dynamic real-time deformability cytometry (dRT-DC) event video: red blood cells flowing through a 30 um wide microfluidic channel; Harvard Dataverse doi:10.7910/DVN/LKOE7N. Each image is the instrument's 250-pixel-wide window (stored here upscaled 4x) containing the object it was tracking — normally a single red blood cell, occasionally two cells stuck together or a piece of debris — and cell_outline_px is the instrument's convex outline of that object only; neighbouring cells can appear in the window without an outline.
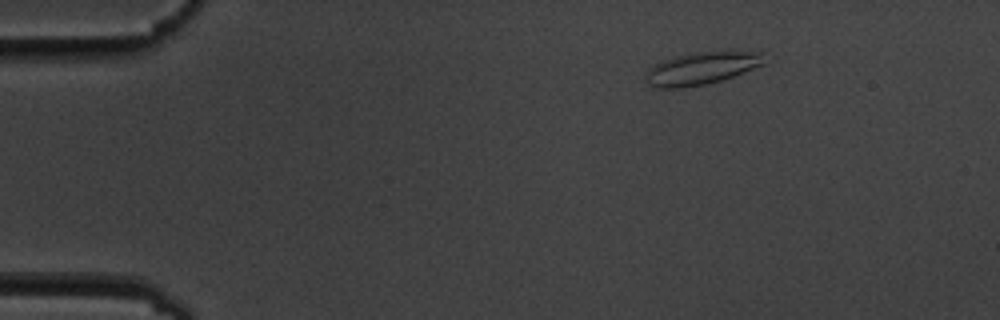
{"species": "common noctule bat (a hibernating species)", "species_latin": "Nyctalus noctula", "temperature_condition": "cold", "stored_images_in_passage": 7, "camera_frame_rate_fps": 3000, "um_per_image_px": 0.085, "animal": {"sex": "male", "body_mass_g": 19.5, "forearm_length_mm": 54.6}, "frame": {"image": 1, "passage_image": 1, "time_ms": 0.0, "image_size_px": [1000, 320], "cell_outline_px": [[764, 64], [744, 72], [720, 80], [704, 84], [680, 88], [656, 88], [648, 84], [644, 76], [648, 68], [652, 64], [660, 60], [676, 56], [696, 52], [760, 52]], "centroid_in_image_um": [59.51, 5.82], "position_along_channel_um": 25.5, "area_um2": 22.14}}
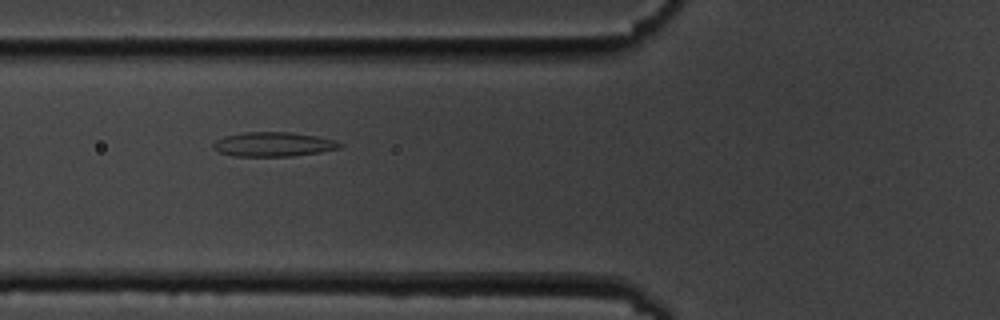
{"frame": {"image": 2, "passage_image": 5, "time_ms": 4.333, "image_size_px": [1000, 320], "cell_outline_px": [[344, 144], [340, 148], [320, 152], [292, 156], [232, 156], [220, 152], [212, 148], [212, 144], [216, 140], [224, 136], [244, 132], [292, 132], [316, 136], [336, 140]], "centroid_in_image_um": [23.24, 12.26], "position_along_channel_um": 102.6, "area_um2": 18.09}}
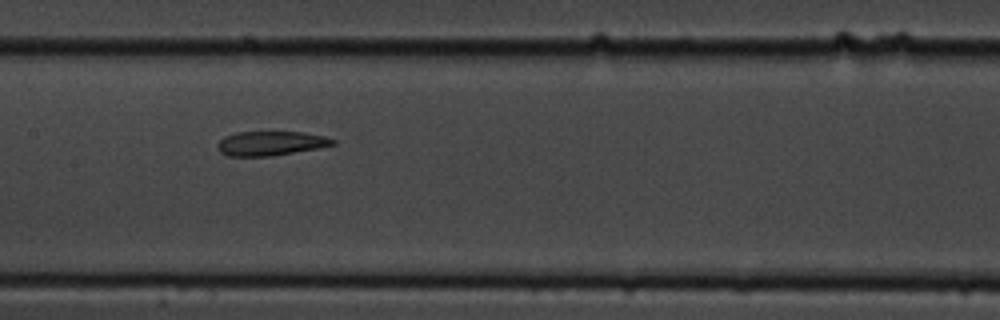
{"frame": {"image": 3, "passage_image": 7, "time_ms": 6.667, "image_size_px": [1000, 320], "cell_outline_px": [[336, 144], [316, 148], [272, 156], [228, 156], [220, 152], [216, 148], [216, 144], [224, 136], [236, 132], [304, 132], [324, 136], [336, 140]], "centroid_in_image_um": [22.97, 12.18], "position_along_channel_um": 184.4, "area_um2": 16.36}}